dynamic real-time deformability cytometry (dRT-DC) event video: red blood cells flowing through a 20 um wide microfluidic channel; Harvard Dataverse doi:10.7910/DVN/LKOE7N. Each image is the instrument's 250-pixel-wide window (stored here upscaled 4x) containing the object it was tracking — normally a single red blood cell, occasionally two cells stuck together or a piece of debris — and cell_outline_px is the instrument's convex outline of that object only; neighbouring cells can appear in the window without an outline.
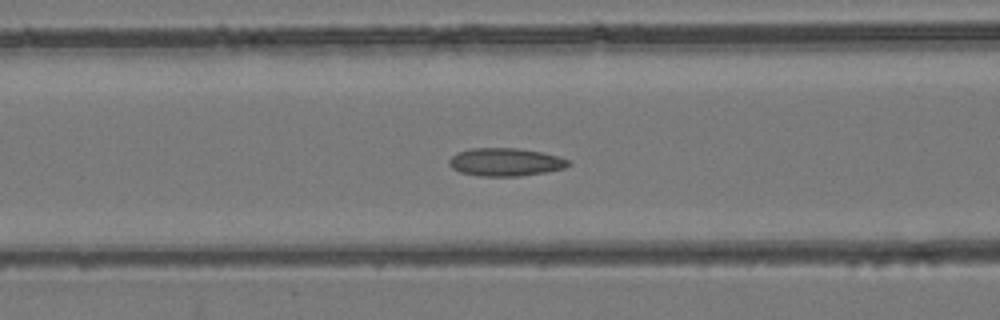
{"species": "common noctule bat (a hibernating species)", "species_latin": "Nyctalus noctula", "temperature_condition": "room temperature", "stored_images_in_passage": 47, "camera_frame_rate_fps": 3000, "um_per_image_px": 0.085, "animal": {"sex": "female", "body_mass_g": 24.6, "forearm_length_mm": 56.2}, "frame": {"image": 1, "passage_image": 20, "time_ms": 6.333, "image_size_px": [1000, 320], "cell_outline_px": [[572, 164], [564, 168], [544, 172], [520, 176], [480, 176], [460, 172], [452, 168], [448, 164], [448, 160], [456, 152], [472, 148], [516, 148], [540, 152], [572, 160]], "centroid_in_image_um": [42.95, 13.77], "position_along_channel_um": 123.7, "area_um2": 19.48}}
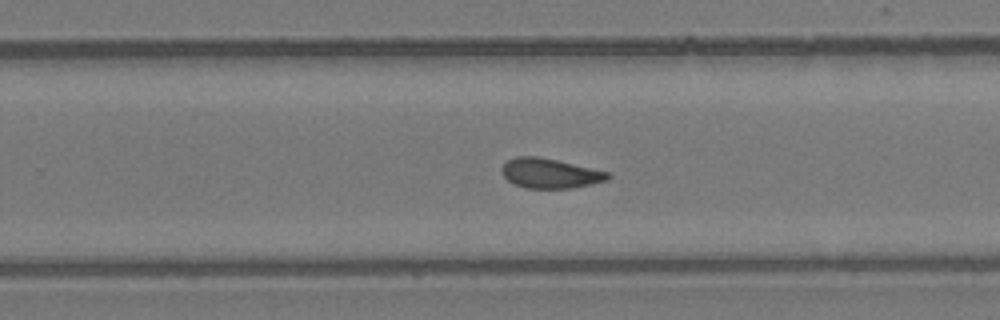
{"frame": {"image": 2, "passage_image": 31, "time_ms": 10.0, "image_size_px": [1000, 320], "cell_outline_px": [[612, 176], [608, 180], [572, 188], [524, 188], [512, 184], [500, 172], [500, 168], [508, 160], [516, 156], [536, 156], [556, 160], [608, 172]], "centroid_in_image_um": [46.71, 14.74], "position_along_channel_um": 283.1, "area_um2": 18.38}}
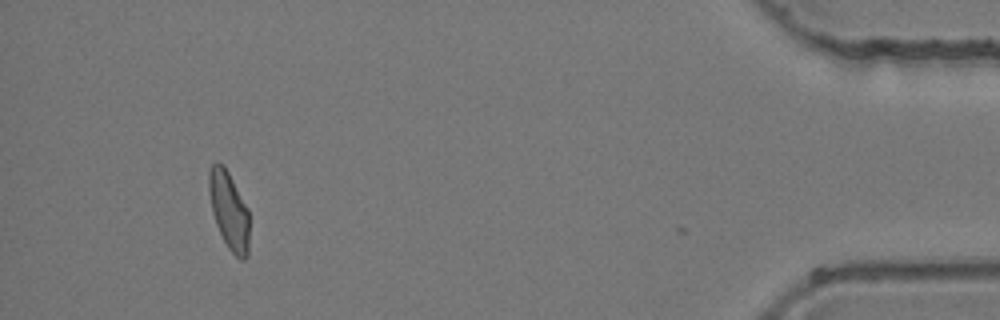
{"frame": {"image": 3, "passage_image": 45, "time_ms": 14.667, "image_size_px": [1000, 320], "cell_outline_px": [[248, 256], [244, 260], [240, 260], [228, 248], [216, 224], [212, 212], [208, 192], [208, 172], [212, 164], [216, 160], [228, 172], [248, 208]], "centroid_in_image_um": [19.45, 17.89], "position_along_channel_um": 415.8, "area_um2": 18.21}}